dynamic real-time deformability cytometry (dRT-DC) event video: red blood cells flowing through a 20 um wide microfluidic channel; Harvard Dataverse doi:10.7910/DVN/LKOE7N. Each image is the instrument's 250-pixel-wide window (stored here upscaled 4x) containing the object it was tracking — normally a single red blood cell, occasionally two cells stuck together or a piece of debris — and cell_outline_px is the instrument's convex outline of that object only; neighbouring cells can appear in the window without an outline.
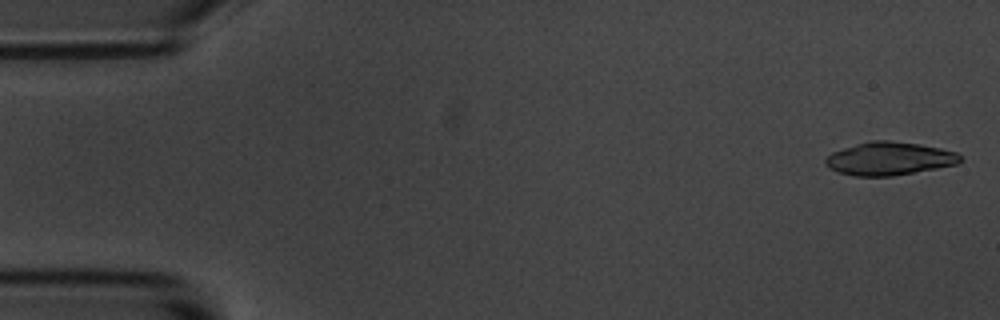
{"species": "common noctule bat (a hibernating species)", "species_latin": "Nyctalus noctula", "temperature_condition": "room temperature", "stored_images_in_passage": 5, "camera_frame_rate_fps": 3000, "um_per_image_px": 0.085, "animal": {"sex": "male", "body_mass_g": 20.1, "forearm_length_mm": 53.5}, "frame": {"image": 1, "passage_image": 1, "time_ms": 0.0, "image_size_px": [1000, 320], "cell_outline_px": [[964, 160], [956, 164], [936, 168], [892, 176], [852, 176], [836, 172], [828, 168], [824, 164], [824, 160], [832, 152], [856, 144], [872, 140], [888, 140], [920, 144], [940, 148], [956, 152]], "centroid_in_image_um": [75.55, 13.48], "position_along_channel_um": 9.4, "area_um2": 26.07}}